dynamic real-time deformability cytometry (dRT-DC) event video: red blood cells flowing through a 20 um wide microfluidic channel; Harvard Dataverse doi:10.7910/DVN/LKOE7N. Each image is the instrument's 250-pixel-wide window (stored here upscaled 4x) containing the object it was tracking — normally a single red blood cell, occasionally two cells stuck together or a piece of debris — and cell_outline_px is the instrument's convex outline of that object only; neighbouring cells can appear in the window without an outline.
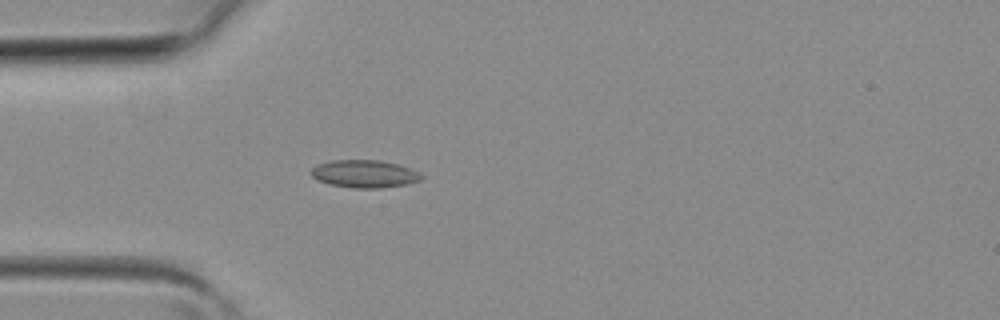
{"species": "common noctule bat (a hibernating species)", "species_latin": "Nyctalus noctula", "temperature_condition": "room temperature", "stored_images_in_passage": 4, "camera_frame_rate_fps": 3000, "um_per_image_px": 0.085, "animal": {"sex": "female", "body_mass_g": 19.3, "forearm_length_mm": 54.1}, "frame": {"image": 1, "passage_image": 4, "time_ms": 1.0, "image_size_px": [1000, 320], "cell_outline_px": [[424, 176], [420, 180], [408, 184], [380, 188], [352, 188], [332, 184], [320, 180], [312, 176], [308, 172], [316, 164], [332, 160], [380, 160], [412, 168], [420, 172]], "centroid_in_image_um": [31.0, 14.77], "position_along_channel_um": 54.0, "area_um2": 17.86}}